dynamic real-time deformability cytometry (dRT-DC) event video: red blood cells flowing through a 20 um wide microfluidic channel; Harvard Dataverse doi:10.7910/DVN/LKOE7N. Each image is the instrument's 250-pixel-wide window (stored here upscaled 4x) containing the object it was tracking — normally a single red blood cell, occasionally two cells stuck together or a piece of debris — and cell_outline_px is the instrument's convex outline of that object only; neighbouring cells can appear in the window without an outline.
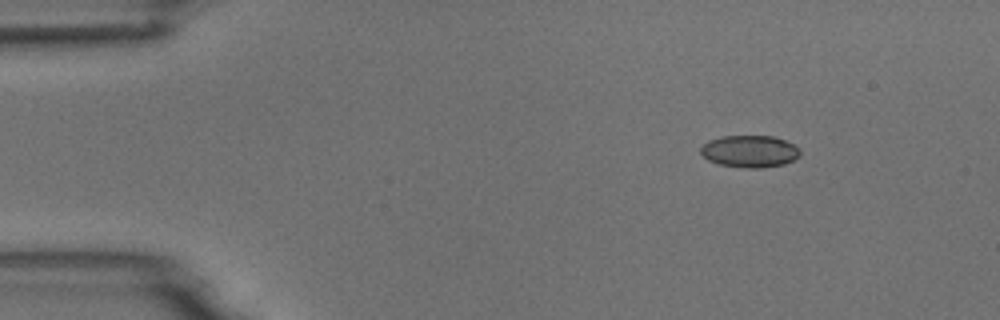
{"species": "common noctule bat (a hibernating species)", "species_latin": "Nyctalus noctula", "temperature_condition": "room temperature", "stored_images_in_passage": 6, "camera_frame_rate_fps": 3000, "um_per_image_px": 0.085, "animal": {"sex": "male", "body_mass_g": 18.8}, "frame": {"image": 1, "passage_image": 1, "time_ms": 0.0, "image_size_px": [1000, 320], "cell_outline_px": [[800, 156], [784, 164], [764, 168], [744, 168], [720, 164], [708, 160], [700, 152], [700, 148], [708, 140], [724, 136], [772, 136], [784, 140], [792, 144], [800, 152]], "centroid_in_image_um": [63.71, 12.87], "position_along_channel_um": 21.3, "area_um2": 18.44}}
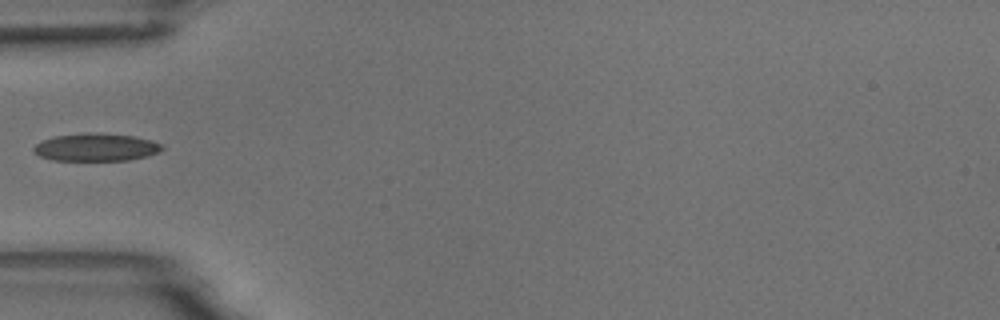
{"frame": {"image": 2, "passage_image": 4, "time_ms": 3.667, "image_size_px": [1000, 320], "cell_outline_px": [[164, 148], [160, 152], [148, 156], [128, 160], [52, 160], [40, 156], [32, 152], [32, 148], [36, 144], [52, 136], [84, 132], [136, 136], [152, 140], [160, 144]], "centroid_in_image_um": [8.15, 12.51], "position_along_channel_um": 76.8, "area_um2": 20.87}}